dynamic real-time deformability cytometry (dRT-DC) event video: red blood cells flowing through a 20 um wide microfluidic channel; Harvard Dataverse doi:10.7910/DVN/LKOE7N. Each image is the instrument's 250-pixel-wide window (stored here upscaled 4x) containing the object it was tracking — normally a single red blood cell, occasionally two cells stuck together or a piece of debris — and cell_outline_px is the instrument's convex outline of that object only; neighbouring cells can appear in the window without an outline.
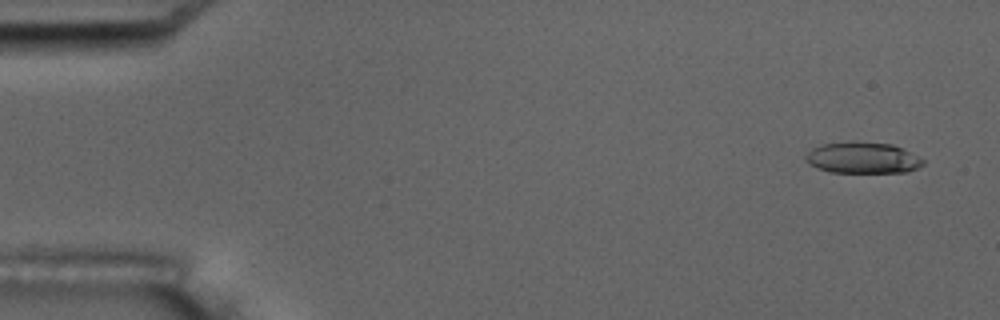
{"species": "common noctule bat (a hibernating species)", "species_latin": "Nyctalus noctula", "temperature_condition": "room temperature", "stored_images_in_passage": 5, "camera_frame_rate_fps": 3000, "um_per_image_px": 0.085, "animal": {"sex": "male", "body_mass_g": 17.5, "forearm_length_mm": 52.3}, "frame": {"image": 1, "passage_image": 1, "time_ms": 0.0, "image_size_px": [1000, 320], "cell_outline_px": [[924, 164], [908, 172], [828, 172], [816, 168], [808, 164], [804, 156], [812, 148], [824, 144], [852, 140], [892, 144], [924, 160]], "centroid_in_image_um": [73.27, 13.41], "position_along_channel_um": 11.7, "area_um2": 21.44}}